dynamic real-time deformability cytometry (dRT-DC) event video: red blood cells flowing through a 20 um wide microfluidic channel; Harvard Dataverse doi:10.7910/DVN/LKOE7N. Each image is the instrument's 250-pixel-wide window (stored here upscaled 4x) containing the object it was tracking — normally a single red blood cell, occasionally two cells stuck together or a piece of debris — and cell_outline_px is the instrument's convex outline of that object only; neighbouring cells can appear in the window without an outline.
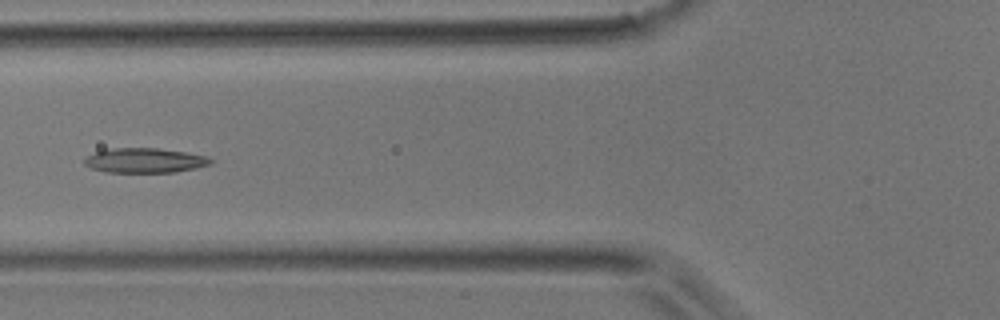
{"species": "common noctule bat (a hibernating species)", "species_latin": "Nyctalus noctula", "temperature_condition": "room temperature", "stored_images_in_passage": 23, "camera_frame_rate_fps": 3000, "um_per_image_px": 0.085, "animal": {"sex": "male", "body_mass_g": 17.9}, "frame": {"image": 1, "passage_image": 4, "time_ms": 1.0, "image_size_px": [1000, 320], "cell_outline_px": [[216, 160], [212, 164], [196, 168], [176, 172], [108, 172], [88, 168], [84, 164], [84, 160], [88, 156], [96, 152], [112, 148], [156, 148], [184, 152], [208, 156]], "centroid_in_image_um": [12.35, 13.64], "position_along_channel_um": 113.5, "area_um2": 18.26}}